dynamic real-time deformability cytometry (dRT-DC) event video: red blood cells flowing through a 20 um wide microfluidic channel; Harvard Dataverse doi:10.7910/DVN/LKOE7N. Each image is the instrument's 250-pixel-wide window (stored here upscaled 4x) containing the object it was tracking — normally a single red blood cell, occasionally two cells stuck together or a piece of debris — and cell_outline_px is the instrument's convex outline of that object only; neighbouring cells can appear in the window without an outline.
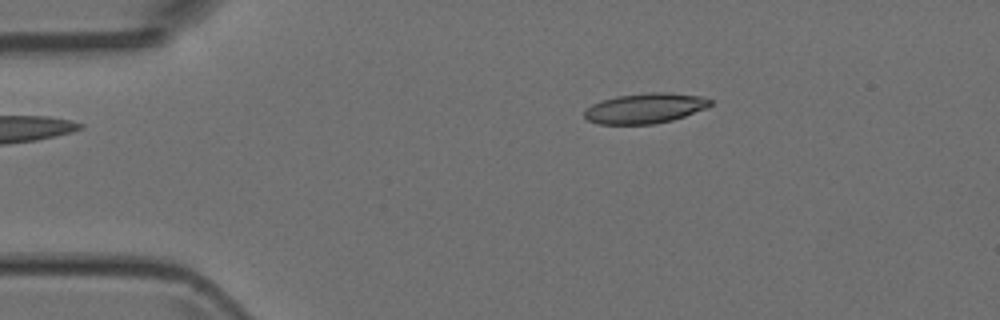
{"species": "Egyptian fruit bat (a non-hibernating species)", "species_latin": "Rousettus aegyptiacus", "temperature_condition": "room temperature", "stored_images_in_passage": 5, "camera_frame_rate_fps": 3000, "um_per_image_px": 0.085, "animal": {"sex": "female"}, "frame": {"image": 1, "passage_image": 2, "time_ms": 1.0, "image_size_px": [1000, 320], "cell_outline_px": [[712, 104], [704, 108], [684, 116], [672, 120], [652, 124], [600, 124], [588, 120], [584, 116], [584, 112], [592, 104], [616, 96], [648, 92], [668, 92], [700, 96], [712, 100]], "centroid_in_image_um": [54.83, 9.19], "position_along_channel_um": 30.2, "area_um2": 21.91}}
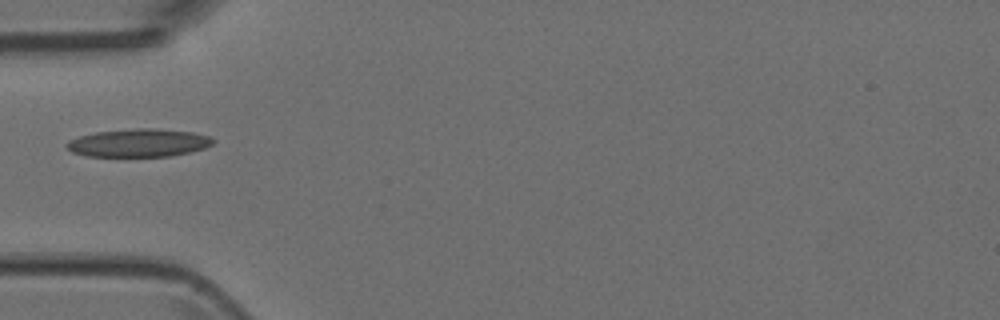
{"frame": {"image": 2, "passage_image": 4, "time_ms": 3.333, "image_size_px": [1000, 320], "cell_outline_px": [[216, 140], [212, 144], [204, 148], [188, 152], [168, 156], [88, 156], [72, 152], [64, 144], [68, 140], [80, 136], [96, 132], [136, 128], [152, 128], [192, 132], [208, 136]], "centroid_in_image_um": [11.77, 12.14], "position_along_channel_um": 73.2, "area_um2": 23.7}}
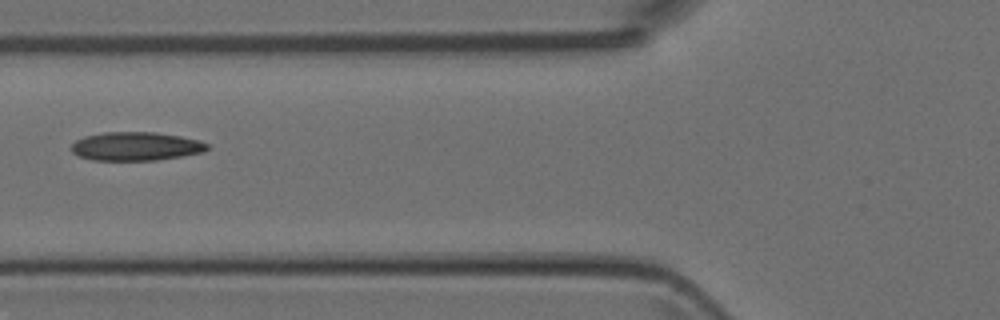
{"frame": {"image": 3, "passage_image": 5, "time_ms": 4.333, "image_size_px": [1000, 320], "cell_outline_px": [[208, 148], [200, 152], [180, 156], [156, 160], [92, 160], [80, 156], [72, 152], [72, 144], [76, 140], [84, 136], [104, 132], [152, 132], [180, 136], [196, 140], [208, 144]], "centroid_in_image_um": [11.49, 12.43], "position_along_channel_um": 114.3, "area_um2": 22.31}}